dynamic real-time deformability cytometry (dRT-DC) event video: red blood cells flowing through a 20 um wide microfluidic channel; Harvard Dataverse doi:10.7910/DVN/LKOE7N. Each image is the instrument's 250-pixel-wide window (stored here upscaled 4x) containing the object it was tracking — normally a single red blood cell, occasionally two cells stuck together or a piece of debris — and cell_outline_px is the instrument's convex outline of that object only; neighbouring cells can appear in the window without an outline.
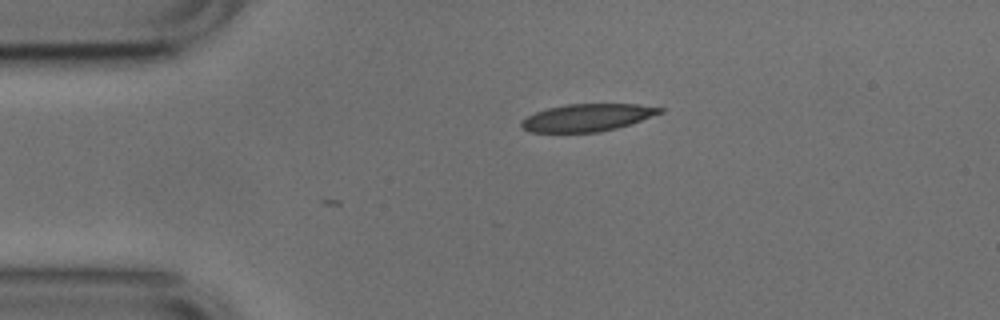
{"species": "common noctule bat (a hibernating species)", "species_latin": "Nyctalus noctula", "temperature_condition": "cold", "stored_images_in_passage": 4, "camera_frame_rate_fps": 3000, "um_per_image_px": 0.085, "animal": {"sex": "male", "body_mass_g": 17.9, "forearm_length_mm": 54.2}, "frame": {"image": 1, "passage_image": 4, "time_ms": 1.0, "image_size_px": [1000, 320], "cell_outline_px": [[664, 112], [616, 128], [600, 132], [528, 132], [520, 124], [520, 120], [536, 112], [548, 108], [568, 104], [636, 104], [664, 108]], "centroid_in_image_um": [49.9, 9.99], "position_along_channel_um": 35.1, "area_um2": 21.91}}